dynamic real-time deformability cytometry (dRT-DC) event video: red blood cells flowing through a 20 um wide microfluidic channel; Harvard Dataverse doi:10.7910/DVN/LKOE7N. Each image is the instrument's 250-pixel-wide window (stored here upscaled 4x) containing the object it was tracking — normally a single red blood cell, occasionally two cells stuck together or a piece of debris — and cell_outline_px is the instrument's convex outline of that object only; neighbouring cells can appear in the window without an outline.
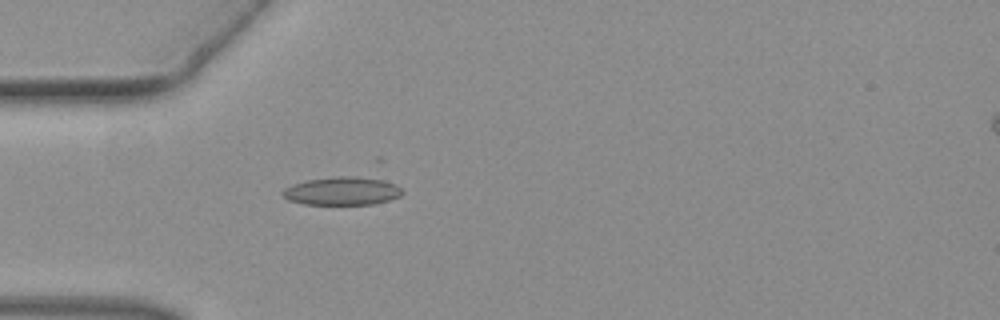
{"species": "common noctule bat (a hibernating species)", "species_latin": "Nyctalus noctula", "temperature_condition": "warm", "stored_images_in_passage": 28, "camera_frame_rate_fps": 3000, "um_per_image_px": 0.085, "animal": {"sex": "female", "body_mass_g": 19.3, "forearm_length_mm": 54.1}, "frame": {"image": 1, "passage_image": 1, "time_ms": 0.0, "image_size_px": [1000, 320], "cell_outline_px": [[404, 192], [400, 196], [388, 200], [372, 204], [304, 204], [288, 200], [280, 192], [284, 188], [292, 184], [308, 180], [336, 176], [356, 176], [380, 180], [396, 184]], "centroid_in_image_um": [29.05, 16.23], "position_along_channel_um": 55.9, "area_um2": 19.54}}
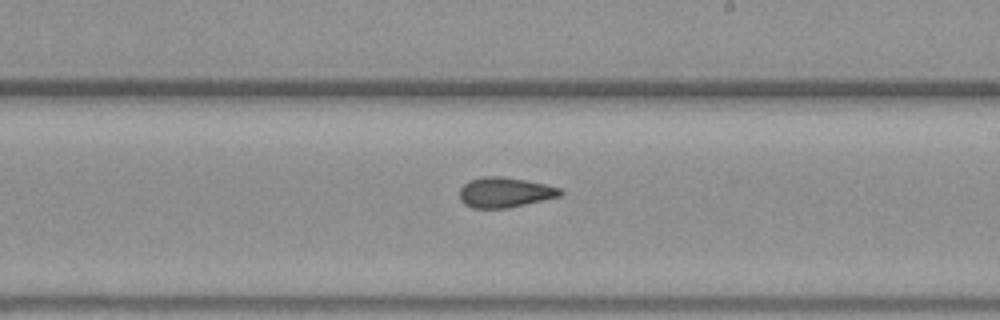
{"frame": {"image": 2, "passage_image": 15, "time_ms": 4.667, "image_size_px": [1000, 320], "cell_outline_px": [[564, 192], [560, 196], [508, 208], [472, 208], [464, 204], [460, 200], [460, 188], [468, 180], [484, 176], [500, 176], [524, 180], [544, 184], [560, 188]], "centroid_in_image_um": [42.88, 16.35], "position_along_channel_um": 246.1, "area_um2": 17.63}}
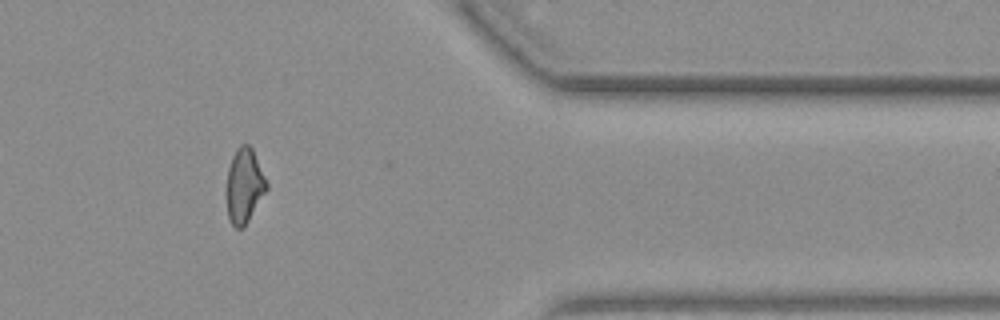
{"frame": {"image": 3, "passage_image": 27, "time_ms": 8.667, "image_size_px": [1000, 320], "cell_outline_px": [[268, 188], [244, 228], [236, 228], [232, 224], [228, 216], [228, 168], [232, 156], [236, 148], [240, 144], [248, 144], [252, 148], [268, 184]], "centroid_in_image_um": [20.79, 15.77], "position_along_channel_um": 390.6, "area_um2": 17.11}}